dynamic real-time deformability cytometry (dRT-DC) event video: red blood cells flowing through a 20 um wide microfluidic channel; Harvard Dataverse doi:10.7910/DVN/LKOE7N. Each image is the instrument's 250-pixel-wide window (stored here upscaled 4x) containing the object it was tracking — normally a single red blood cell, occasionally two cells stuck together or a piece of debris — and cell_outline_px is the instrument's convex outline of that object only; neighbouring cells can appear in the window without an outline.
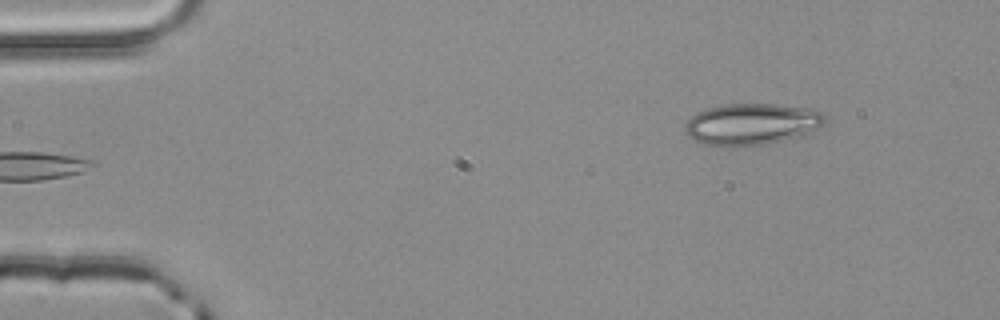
{"species": "common noctule bat (a hibernating species)", "species_latin": "Nyctalus noctula", "temperature_condition": "room temperature", "stored_images_in_passage": 2, "camera_frame_rate_fps": 3000, "um_per_image_px": 0.085, "animal": {"sex": "male", "body_mass_g": 20.4}, "frame": {"image": 1, "passage_image": 2, "time_ms": 0.333, "image_size_px": [1000, 320], "cell_outline_px": [[824, 120], [816, 128], [804, 136], [764, 144], [736, 148], [732, 148], [704, 144], [688, 136], [684, 132], [684, 124], [696, 112], [708, 108], [724, 104], [776, 104], [812, 108], [820, 112], [824, 116]], "centroid_in_image_um": [63.85, 10.56], "position_along_channel_um": 21.2, "area_um2": 34.16}}